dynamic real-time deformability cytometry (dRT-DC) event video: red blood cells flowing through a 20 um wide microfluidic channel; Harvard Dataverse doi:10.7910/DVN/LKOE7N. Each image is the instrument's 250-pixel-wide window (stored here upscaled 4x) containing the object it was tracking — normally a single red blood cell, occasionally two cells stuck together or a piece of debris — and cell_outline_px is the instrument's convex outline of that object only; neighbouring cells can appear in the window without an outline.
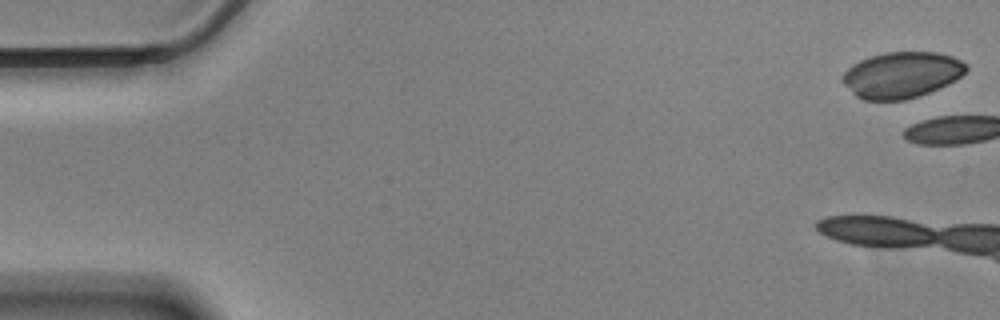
{"species": "Egyptian fruit bat (a non-hibernating species)", "species_latin": "Rousettus aegyptiacus", "temperature_condition": "cold", "stored_images_in_passage": 3, "camera_frame_rate_fps": 3000, "um_per_image_px": 0.085, "animal": {"sex": "male"}, "frame": {"image": 1, "passage_image": 1, "time_ms": 0.0, "image_size_px": [1000, 320], "cell_outline_px": [[968, 68], [960, 76], [920, 96], [904, 100], [864, 100], [856, 96], [840, 80], [840, 76], [852, 64], [860, 60], [884, 52], [936, 52], [952, 56], [968, 64]], "centroid_in_image_um": [76.59, 6.36], "position_along_channel_um": 8.4, "area_um2": 33.0}}